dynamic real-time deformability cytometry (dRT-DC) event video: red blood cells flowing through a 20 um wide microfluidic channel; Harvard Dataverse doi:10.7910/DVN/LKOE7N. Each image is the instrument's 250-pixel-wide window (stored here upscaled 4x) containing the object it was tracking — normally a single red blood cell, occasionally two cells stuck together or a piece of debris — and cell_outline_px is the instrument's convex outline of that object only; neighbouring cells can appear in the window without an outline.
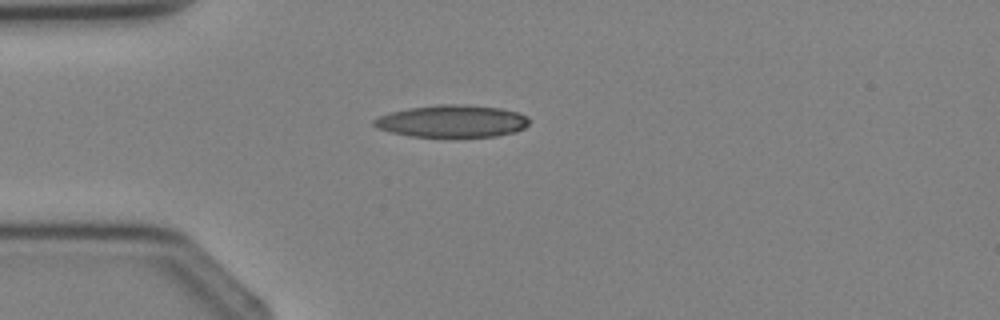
{"species": "Egyptian fruit bat (a non-hibernating species)", "species_latin": "Rousettus aegyptiacus", "temperature_condition": "cold", "stored_images_in_passage": 2, "camera_frame_rate_fps": 3000, "um_per_image_px": 0.085, "animal": {"sex": "female"}, "frame": {"image": 1, "passage_image": 2, "time_ms": 1.0, "image_size_px": [1000, 320], "cell_outline_px": [[528, 124], [524, 128], [516, 132], [496, 136], [412, 136], [388, 132], [376, 128], [372, 124], [372, 120], [388, 112], [408, 108], [436, 104], [460, 104], [500, 108], [516, 112], [528, 116]], "centroid_in_image_um": [38.38, 10.29], "position_along_channel_um": 46.6, "area_um2": 29.19}}